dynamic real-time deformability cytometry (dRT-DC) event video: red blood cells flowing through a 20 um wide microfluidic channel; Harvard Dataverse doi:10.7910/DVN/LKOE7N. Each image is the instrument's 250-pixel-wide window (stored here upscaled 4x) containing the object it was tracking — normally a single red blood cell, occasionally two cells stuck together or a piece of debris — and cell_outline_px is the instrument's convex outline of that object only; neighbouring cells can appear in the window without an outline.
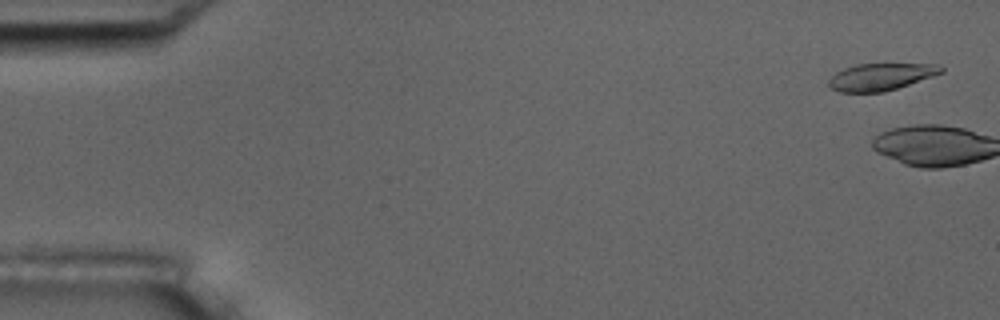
{"species": "common noctule bat (a hibernating species)", "species_latin": "Nyctalus noctula", "temperature_condition": "room temperature", "stored_images_in_passage": 5, "camera_frame_rate_fps": 3000, "um_per_image_px": 0.085, "animal": {"sex": "male", "body_mass_g": 17.5, "forearm_length_mm": 52.3}, "frame": {"image": 1, "passage_image": 1, "time_ms": 0.0, "image_size_px": [1000, 320], "cell_outline_px": [[944, 72], [884, 92], [840, 92], [832, 88], [828, 84], [828, 80], [836, 72], [844, 68], [856, 64], [940, 64], [944, 68]], "centroid_in_image_um": [74.87, 6.52], "position_along_channel_um": 10.1, "area_um2": 17.57}}